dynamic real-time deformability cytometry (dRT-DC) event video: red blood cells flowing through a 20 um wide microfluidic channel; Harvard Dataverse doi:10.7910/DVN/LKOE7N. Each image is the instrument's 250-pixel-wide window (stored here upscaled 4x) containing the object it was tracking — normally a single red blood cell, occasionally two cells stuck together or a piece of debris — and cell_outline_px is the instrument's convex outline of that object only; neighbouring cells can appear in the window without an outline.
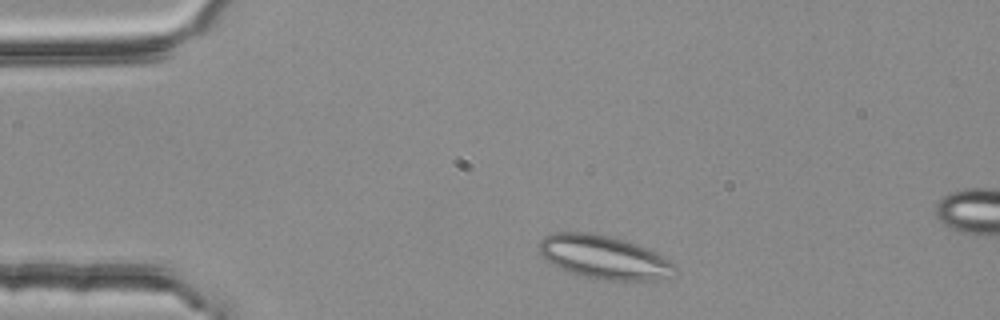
{"species": "common noctule bat (a hibernating species)", "species_latin": "Nyctalus noctula", "temperature_condition": "room temperature", "stored_images_in_passage": 3, "segment_of_instrument_passage": [1, 2], "camera_frame_rate_fps": 3000, "um_per_image_px": 0.085, "animal": {"sex": "female", "body_mass_g": 25.1}, "frame": {"image": 1, "passage_image": 1, "time_ms": 0.0, "image_size_px": [1000, 320], "cell_outline_px": [[676, 272], [668, 276], [652, 280], [604, 280], [580, 276], [544, 260], [540, 252], [540, 240], [548, 232], [592, 232], [612, 236], [648, 248], [676, 264]], "centroid_in_image_um": [51.32, 21.84], "position_along_channel_um": 33.7, "area_um2": 34.45}}